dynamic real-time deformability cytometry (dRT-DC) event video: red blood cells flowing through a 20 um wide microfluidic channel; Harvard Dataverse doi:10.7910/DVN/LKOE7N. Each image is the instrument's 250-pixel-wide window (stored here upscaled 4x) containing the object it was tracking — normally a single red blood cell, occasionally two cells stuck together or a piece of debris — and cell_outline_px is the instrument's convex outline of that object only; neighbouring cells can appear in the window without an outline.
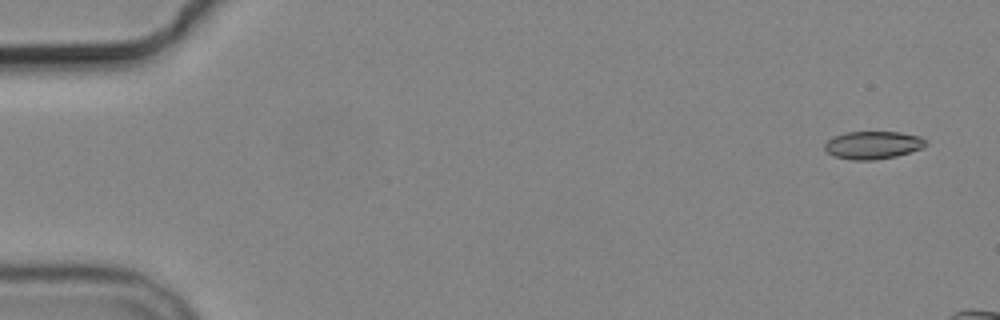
{"species": "common noctule bat (a hibernating species)", "species_latin": "Nyctalus noctula", "temperature_condition": "cold", "stored_images_in_passage": 4, "camera_frame_rate_fps": 3000, "um_per_image_px": 0.085, "animal": {"sex": "male", "body_mass_g": 19.2, "forearm_length_mm": 51.8}, "frame": {"image": 1, "passage_image": 1, "time_ms": 0.0, "image_size_px": [1000, 320], "cell_outline_px": [[928, 144], [924, 148], [896, 156], [872, 160], [852, 160], [832, 156], [824, 148], [824, 144], [828, 140], [836, 136], [848, 132], [900, 132], [920, 136], [928, 140]], "centroid_in_image_um": [74.25, 12.33], "position_along_channel_um": 10.8, "area_um2": 16.47}}